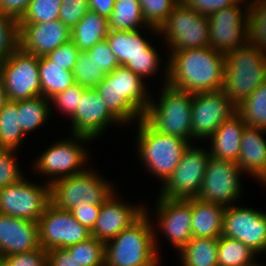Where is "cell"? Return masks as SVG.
I'll return each instance as SVG.
<instances>
[{"mask_svg": "<svg viewBox=\"0 0 266 266\" xmlns=\"http://www.w3.org/2000/svg\"><path fill=\"white\" fill-rule=\"evenodd\" d=\"M168 53L167 84L173 88L191 94L223 89L225 54L209 46Z\"/></svg>", "mask_w": 266, "mask_h": 266, "instance_id": "1", "label": "cell"}, {"mask_svg": "<svg viewBox=\"0 0 266 266\" xmlns=\"http://www.w3.org/2000/svg\"><path fill=\"white\" fill-rule=\"evenodd\" d=\"M148 88L146 80L120 65L106 74L95 90L107 104L109 112L126 126L144 117L151 99Z\"/></svg>", "mask_w": 266, "mask_h": 266, "instance_id": "2", "label": "cell"}, {"mask_svg": "<svg viewBox=\"0 0 266 266\" xmlns=\"http://www.w3.org/2000/svg\"><path fill=\"white\" fill-rule=\"evenodd\" d=\"M148 211L150 208L145 206V212L135 222L105 242V266H161L152 211Z\"/></svg>", "mask_w": 266, "mask_h": 266, "instance_id": "3", "label": "cell"}, {"mask_svg": "<svg viewBox=\"0 0 266 266\" xmlns=\"http://www.w3.org/2000/svg\"><path fill=\"white\" fill-rule=\"evenodd\" d=\"M167 61L163 64L164 79L158 98L151 95L144 119L158 132L193 142L191 128L192 94L167 84ZM165 65V66H164ZM156 99V100H155Z\"/></svg>", "mask_w": 266, "mask_h": 266, "instance_id": "4", "label": "cell"}, {"mask_svg": "<svg viewBox=\"0 0 266 266\" xmlns=\"http://www.w3.org/2000/svg\"><path fill=\"white\" fill-rule=\"evenodd\" d=\"M136 127V156L146 172L158 178L161 187L180 163L190 143L156 131L144 118Z\"/></svg>", "mask_w": 266, "mask_h": 266, "instance_id": "5", "label": "cell"}, {"mask_svg": "<svg viewBox=\"0 0 266 266\" xmlns=\"http://www.w3.org/2000/svg\"><path fill=\"white\" fill-rule=\"evenodd\" d=\"M89 142L92 143L90 137L76 134L63 139L61 137L32 159L31 171L33 174L36 171V175L46 176L43 182L49 185L58 179L82 173L89 167L91 154L84 146Z\"/></svg>", "mask_w": 266, "mask_h": 266, "instance_id": "6", "label": "cell"}, {"mask_svg": "<svg viewBox=\"0 0 266 266\" xmlns=\"http://www.w3.org/2000/svg\"><path fill=\"white\" fill-rule=\"evenodd\" d=\"M265 81V52L247 43L225 54L222 90L236 106Z\"/></svg>", "mask_w": 266, "mask_h": 266, "instance_id": "7", "label": "cell"}, {"mask_svg": "<svg viewBox=\"0 0 266 266\" xmlns=\"http://www.w3.org/2000/svg\"><path fill=\"white\" fill-rule=\"evenodd\" d=\"M97 172L90 166L82 173L56 180L50 185V203L65 211L102 205L116 188Z\"/></svg>", "mask_w": 266, "mask_h": 266, "instance_id": "8", "label": "cell"}, {"mask_svg": "<svg viewBox=\"0 0 266 266\" xmlns=\"http://www.w3.org/2000/svg\"><path fill=\"white\" fill-rule=\"evenodd\" d=\"M158 32L164 38L162 43L166 51L209 46L208 16L196 12L182 1L176 5Z\"/></svg>", "mask_w": 266, "mask_h": 266, "instance_id": "9", "label": "cell"}, {"mask_svg": "<svg viewBox=\"0 0 266 266\" xmlns=\"http://www.w3.org/2000/svg\"><path fill=\"white\" fill-rule=\"evenodd\" d=\"M155 201V214L153 220V228L155 233V246L156 251L160 255L161 249L159 246V236L164 235L174 249L177 252L187 244V242L193 237L192 223H191V198L182 199H167L165 197L157 196ZM156 218V219H155ZM156 221V222H155ZM155 223V224H154ZM157 232V233H156ZM158 238V239H157Z\"/></svg>", "mask_w": 266, "mask_h": 266, "instance_id": "10", "label": "cell"}, {"mask_svg": "<svg viewBox=\"0 0 266 266\" xmlns=\"http://www.w3.org/2000/svg\"><path fill=\"white\" fill-rule=\"evenodd\" d=\"M242 174L236 162L210 156L197 198L225 207L239 203Z\"/></svg>", "mask_w": 266, "mask_h": 266, "instance_id": "11", "label": "cell"}, {"mask_svg": "<svg viewBox=\"0 0 266 266\" xmlns=\"http://www.w3.org/2000/svg\"><path fill=\"white\" fill-rule=\"evenodd\" d=\"M0 75L8 100L20 101L41 96L39 57L20 47L0 63Z\"/></svg>", "mask_w": 266, "mask_h": 266, "instance_id": "12", "label": "cell"}, {"mask_svg": "<svg viewBox=\"0 0 266 266\" xmlns=\"http://www.w3.org/2000/svg\"><path fill=\"white\" fill-rule=\"evenodd\" d=\"M26 178L0 188V213L38 222L50 203V185Z\"/></svg>", "mask_w": 266, "mask_h": 266, "instance_id": "13", "label": "cell"}, {"mask_svg": "<svg viewBox=\"0 0 266 266\" xmlns=\"http://www.w3.org/2000/svg\"><path fill=\"white\" fill-rule=\"evenodd\" d=\"M195 145V146H194ZM210 154L208 149L190 144L171 176L160 187V197L190 199L198 196Z\"/></svg>", "mask_w": 266, "mask_h": 266, "instance_id": "14", "label": "cell"}, {"mask_svg": "<svg viewBox=\"0 0 266 266\" xmlns=\"http://www.w3.org/2000/svg\"><path fill=\"white\" fill-rule=\"evenodd\" d=\"M247 14L248 1L241 0L209 15V47L227 54L247 44Z\"/></svg>", "mask_w": 266, "mask_h": 266, "instance_id": "15", "label": "cell"}, {"mask_svg": "<svg viewBox=\"0 0 266 266\" xmlns=\"http://www.w3.org/2000/svg\"><path fill=\"white\" fill-rule=\"evenodd\" d=\"M39 245L46 251L68 248L91 237V231L79 223L70 211L49 203L38 219Z\"/></svg>", "mask_w": 266, "mask_h": 266, "instance_id": "16", "label": "cell"}, {"mask_svg": "<svg viewBox=\"0 0 266 266\" xmlns=\"http://www.w3.org/2000/svg\"><path fill=\"white\" fill-rule=\"evenodd\" d=\"M237 106L223 90L192 94L191 128L193 141L207 140L218 127L231 118Z\"/></svg>", "mask_w": 266, "mask_h": 266, "instance_id": "17", "label": "cell"}, {"mask_svg": "<svg viewBox=\"0 0 266 266\" xmlns=\"http://www.w3.org/2000/svg\"><path fill=\"white\" fill-rule=\"evenodd\" d=\"M222 236L241 241L258 256L266 254V211L239 203L225 207Z\"/></svg>", "mask_w": 266, "mask_h": 266, "instance_id": "18", "label": "cell"}, {"mask_svg": "<svg viewBox=\"0 0 266 266\" xmlns=\"http://www.w3.org/2000/svg\"><path fill=\"white\" fill-rule=\"evenodd\" d=\"M70 133L90 137L93 141L104 134L109 125L121 123L109 112L107 104L95 89L85 88L76 113L70 118Z\"/></svg>", "mask_w": 266, "mask_h": 266, "instance_id": "19", "label": "cell"}, {"mask_svg": "<svg viewBox=\"0 0 266 266\" xmlns=\"http://www.w3.org/2000/svg\"><path fill=\"white\" fill-rule=\"evenodd\" d=\"M115 191L111 196L101 205V209L96 220L95 226L91 231V236H94L102 242L112 240L122 230L129 227L135 222L144 212V204L126 203L121 201V195Z\"/></svg>", "mask_w": 266, "mask_h": 266, "instance_id": "20", "label": "cell"}, {"mask_svg": "<svg viewBox=\"0 0 266 266\" xmlns=\"http://www.w3.org/2000/svg\"><path fill=\"white\" fill-rule=\"evenodd\" d=\"M19 47L37 57L46 56L71 40V29L59 19L35 24H18Z\"/></svg>", "mask_w": 266, "mask_h": 266, "instance_id": "21", "label": "cell"}, {"mask_svg": "<svg viewBox=\"0 0 266 266\" xmlns=\"http://www.w3.org/2000/svg\"><path fill=\"white\" fill-rule=\"evenodd\" d=\"M39 247L37 222L0 213V258Z\"/></svg>", "mask_w": 266, "mask_h": 266, "instance_id": "22", "label": "cell"}, {"mask_svg": "<svg viewBox=\"0 0 266 266\" xmlns=\"http://www.w3.org/2000/svg\"><path fill=\"white\" fill-rule=\"evenodd\" d=\"M266 130L246 126L242 133L237 164L244 175L266 186ZM264 135V136H263Z\"/></svg>", "mask_w": 266, "mask_h": 266, "instance_id": "23", "label": "cell"}, {"mask_svg": "<svg viewBox=\"0 0 266 266\" xmlns=\"http://www.w3.org/2000/svg\"><path fill=\"white\" fill-rule=\"evenodd\" d=\"M141 30H109L105 39L121 66L134 57L160 55L157 47L149 41L151 39H147L149 35H144V30Z\"/></svg>", "mask_w": 266, "mask_h": 266, "instance_id": "24", "label": "cell"}, {"mask_svg": "<svg viewBox=\"0 0 266 266\" xmlns=\"http://www.w3.org/2000/svg\"><path fill=\"white\" fill-rule=\"evenodd\" d=\"M246 126V123L237 113L224 121L207 139V141H210H206V143L211 144L210 148H208L210 156L237 163L242 133Z\"/></svg>", "mask_w": 266, "mask_h": 266, "instance_id": "25", "label": "cell"}, {"mask_svg": "<svg viewBox=\"0 0 266 266\" xmlns=\"http://www.w3.org/2000/svg\"><path fill=\"white\" fill-rule=\"evenodd\" d=\"M225 206L191 198L193 237L219 238L222 236Z\"/></svg>", "mask_w": 266, "mask_h": 266, "instance_id": "26", "label": "cell"}, {"mask_svg": "<svg viewBox=\"0 0 266 266\" xmlns=\"http://www.w3.org/2000/svg\"><path fill=\"white\" fill-rule=\"evenodd\" d=\"M109 30H140L153 33L154 38L159 37L158 29L146 24L139 0H115L114 9L108 19ZM156 36V37H155Z\"/></svg>", "mask_w": 266, "mask_h": 266, "instance_id": "27", "label": "cell"}, {"mask_svg": "<svg viewBox=\"0 0 266 266\" xmlns=\"http://www.w3.org/2000/svg\"><path fill=\"white\" fill-rule=\"evenodd\" d=\"M108 32V20L97 12L88 10L79 23L71 29V40L81 52H84L105 40Z\"/></svg>", "mask_w": 266, "mask_h": 266, "instance_id": "28", "label": "cell"}, {"mask_svg": "<svg viewBox=\"0 0 266 266\" xmlns=\"http://www.w3.org/2000/svg\"><path fill=\"white\" fill-rule=\"evenodd\" d=\"M218 238L192 237L177 253L182 266H218Z\"/></svg>", "mask_w": 266, "mask_h": 266, "instance_id": "29", "label": "cell"}, {"mask_svg": "<svg viewBox=\"0 0 266 266\" xmlns=\"http://www.w3.org/2000/svg\"><path fill=\"white\" fill-rule=\"evenodd\" d=\"M41 95L49 100L75 84L73 71L51 62L46 56L39 57Z\"/></svg>", "mask_w": 266, "mask_h": 266, "instance_id": "30", "label": "cell"}, {"mask_svg": "<svg viewBox=\"0 0 266 266\" xmlns=\"http://www.w3.org/2000/svg\"><path fill=\"white\" fill-rule=\"evenodd\" d=\"M19 126L23 133L29 136L32 131H37L47 124L51 114L50 100L37 96L31 99L18 101Z\"/></svg>", "mask_w": 266, "mask_h": 266, "instance_id": "31", "label": "cell"}, {"mask_svg": "<svg viewBox=\"0 0 266 266\" xmlns=\"http://www.w3.org/2000/svg\"><path fill=\"white\" fill-rule=\"evenodd\" d=\"M26 138L19 126L18 101L8 100L0 111V148L19 151Z\"/></svg>", "mask_w": 266, "mask_h": 266, "instance_id": "32", "label": "cell"}, {"mask_svg": "<svg viewBox=\"0 0 266 266\" xmlns=\"http://www.w3.org/2000/svg\"><path fill=\"white\" fill-rule=\"evenodd\" d=\"M258 255L239 240L220 236L218 238V266H251Z\"/></svg>", "mask_w": 266, "mask_h": 266, "instance_id": "33", "label": "cell"}, {"mask_svg": "<svg viewBox=\"0 0 266 266\" xmlns=\"http://www.w3.org/2000/svg\"><path fill=\"white\" fill-rule=\"evenodd\" d=\"M236 113L247 126L266 130V81L237 105Z\"/></svg>", "mask_w": 266, "mask_h": 266, "instance_id": "34", "label": "cell"}, {"mask_svg": "<svg viewBox=\"0 0 266 266\" xmlns=\"http://www.w3.org/2000/svg\"><path fill=\"white\" fill-rule=\"evenodd\" d=\"M247 43L266 53V0H248Z\"/></svg>", "mask_w": 266, "mask_h": 266, "instance_id": "35", "label": "cell"}, {"mask_svg": "<svg viewBox=\"0 0 266 266\" xmlns=\"http://www.w3.org/2000/svg\"><path fill=\"white\" fill-rule=\"evenodd\" d=\"M66 249L74 255L80 266H105V243L94 236Z\"/></svg>", "mask_w": 266, "mask_h": 266, "instance_id": "36", "label": "cell"}, {"mask_svg": "<svg viewBox=\"0 0 266 266\" xmlns=\"http://www.w3.org/2000/svg\"><path fill=\"white\" fill-rule=\"evenodd\" d=\"M75 83L85 88L95 89L105 77V73L86 51L81 52L73 69Z\"/></svg>", "mask_w": 266, "mask_h": 266, "instance_id": "37", "label": "cell"}, {"mask_svg": "<svg viewBox=\"0 0 266 266\" xmlns=\"http://www.w3.org/2000/svg\"><path fill=\"white\" fill-rule=\"evenodd\" d=\"M62 0H31L18 24H35L59 19Z\"/></svg>", "mask_w": 266, "mask_h": 266, "instance_id": "38", "label": "cell"}, {"mask_svg": "<svg viewBox=\"0 0 266 266\" xmlns=\"http://www.w3.org/2000/svg\"><path fill=\"white\" fill-rule=\"evenodd\" d=\"M143 18L150 27L159 29L180 0H139Z\"/></svg>", "mask_w": 266, "mask_h": 266, "instance_id": "39", "label": "cell"}, {"mask_svg": "<svg viewBox=\"0 0 266 266\" xmlns=\"http://www.w3.org/2000/svg\"><path fill=\"white\" fill-rule=\"evenodd\" d=\"M19 47L18 20L0 11V63Z\"/></svg>", "mask_w": 266, "mask_h": 266, "instance_id": "40", "label": "cell"}, {"mask_svg": "<svg viewBox=\"0 0 266 266\" xmlns=\"http://www.w3.org/2000/svg\"><path fill=\"white\" fill-rule=\"evenodd\" d=\"M84 89L85 87L75 83L63 92L54 95L50 99L51 114L52 110H55L54 107H56L61 115L63 114L66 118L70 119L76 113Z\"/></svg>", "mask_w": 266, "mask_h": 266, "instance_id": "41", "label": "cell"}, {"mask_svg": "<svg viewBox=\"0 0 266 266\" xmlns=\"http://www.w3.org/2000/svg\"><path fill=\"white\" fill-rule=\"evenodd\" d=\"M20 151L0 148V188L19 182L25 177L16 153Z\"/></svg>", "mask_w": 266, "mask_h": 266, "instance_id": "42", "label": "cell"}, {"mask_svg": "<svg viewBox=\"0 0 266 266\" xmlns=\"http://www.w3.org/2000/svg\"><path fill=\"white\" fill-rule=\"evenodd\" d=\"M0 266H47V251L40 246L30 252L2 257Z\"/></svg>", "mask_w": 266, "mask_h": 266, "instance_id": "43", "label": "cell"}, {"mask_svg": "<svg viewBox=\"0 0 266 266\" xmlns=\"http://www.w3.org/2000/svg\"><path fill=\"white\" fill-rule=\"evenodd\" d=\"M105 74H109L117 69L120 64L109 47L108 42L102 40L86 51Z\"/></svg>", "mask_w": 266, "mask_h": 266, "instance_id": "44", "label": "cell"}, {"mask_svg": "<svg viewBox=\"0 0 266 266\" xmlns=\"http://www.w3.org/2000/svg\"><path fill=\"white\" fill-rule=\"evenodd\" d=\"M89 10L88 0H62L59 20L72 29Z\"/></svg>", "mask_w": 266, "mask_h": 266, "instance_id": "45", "label": "cell"}, {"mask_svg": "<svg viewBox=\"0 0 266 266\" xmlns=\"http://www.w3.org/2000/svg\"><path fill=\"white\" fill-rule=\"evenodd\" d=\"M162 61V56H138L132 58L124 66L139 75L143 80H147L160 71Z\"/></svg>", "mask_w": 266, "mask_h": 266, "instance_id": "46", "label": "cell"}, {"mask_svg": "<svg viewBox=\"0 0 266 266\" xmlns=\"http://www.w3.org/2000/svg\"><path fill=\"white\" fill-rule=\"evenodd\" d=\"M81 51L75 46L72 40L60 45L52 52H49L46 57L62 66L68 71H73L77 58Z\"/></svg>", "mask_w": 266, "mask_h": 266, "instance_id": "47", "label": "cell"}, {"mask_svg": "<svg viewBox=\"0 0 266 266\" xmlns=\"http://www.w3.org/2000/svg\"><path fill=\"white\" fill-rule=\"evenodd\" d=\"M196 12L209 16L215 11L238 4L241 0H181Z\"/></svg>", "mask_w": 266, "mask_h": 266, "instance_id": "48", "label": "cell"}, {"mask_svg": "<svg viewBox=\"0 0 266 266\" xmlns=\"http://www.w3.org/2000/svg\"><path fill=\"white\" fill-rule=\"evenodd\" d=\"M100 209L101 205H91L90 207L73 208L70 212L79 223L92 231Z\"/></svg>", "mask_w": 266, "mask_h": 266, "instance_id": "49", "label": "cell"}, {"mask_svg": "<svg viewBox=\"0 0 266 266\" xmlns=\"http://www.w3.org/2000/svg\"><path fill=\"white\" fill-rule=\"evenodd\" d=\"M47 266H80L66 248H54L47 251Z\"/></svg>", "mask_w": 266, "mask_h": 266, "instance_id": "50", "label": "cell"}, {"mask_svg": "<svg viewBox=\"0 0 266 266\" xmlns=\"http://www.w3.org/2000/svg\"><path fill=\"white\" fill-rule=\"evenodd\" d=\"M31 0H0V11L19 20L26 12Z\"/></svg>", "mask_w": 266, "mask_h": 266, "instance_id": "51", "label": "cell"}, {"mask_svg": "<svg viewBox=\"0 0 266 266\" xmlns=\"http://www.w3.org/2000/svg\"><path fill=\"white\" fill-rule=\"evenodd\" d=\"M115 0H88L89 10L97 12L107 20L114 9Z\"/></svg>", "mask_w": 266, "mask_h": 266, "instance_id": "52", "label": "cell"}, {"mask_svg": "<svg viewBox=\"0 0 266 266\" xmlns=\"http://www.w3.org/2000/svg\"><path fill=\"white\" fill-rule=\"evenodd\" d=\"M8 101L5 90H4V86H3V80L2 77L0 75V111L2 110L4 104Z\"/></svg>", "mask_w": 266, "mask_h": 266, "instance_id": "53", "label": "cell"}, {"mask_svg": "<svg viewBox=\"0 0 266 266\" xmlns=\"http://www.w3.org/2000/svg\"><path fill=\"white\" fill-rule=\"evenodd\" d=\"M259 263H260V264H259ZM264 264H265V263L262 264L261 262H259V261L257 262V261H256V262H255L253 265H251V266H266V265H264Z\"/></svg>", "mask_w": 266, "mask_h": 266, "instance_id": "54", "label": "cell"}]
</instances>
